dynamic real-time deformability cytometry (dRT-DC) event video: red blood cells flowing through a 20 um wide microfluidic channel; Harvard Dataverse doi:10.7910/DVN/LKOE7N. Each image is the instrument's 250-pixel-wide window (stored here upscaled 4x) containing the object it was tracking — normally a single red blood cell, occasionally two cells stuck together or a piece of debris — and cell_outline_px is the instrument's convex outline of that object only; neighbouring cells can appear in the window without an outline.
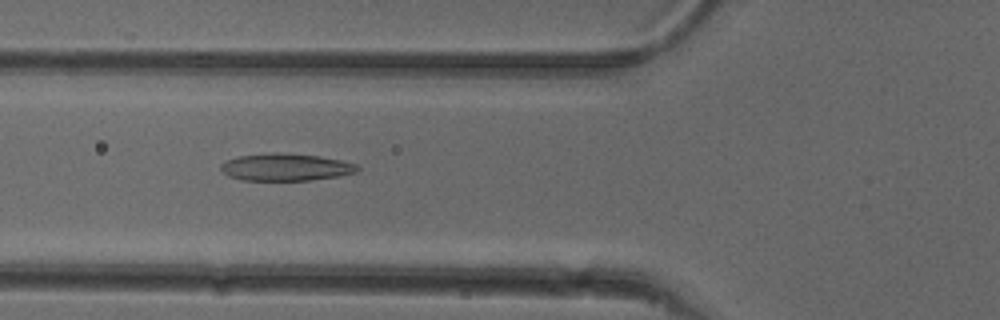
{"species": "common noctule bat (a hibernating species)", "species_latin": "Nyctalus noctula", "temperature_condition": "cold", "stored_images_in_passage": 38, "camera_frame_rate_fps": 3000, "um_per_image_px": 0.085, "animal": {"sex": "female"}, "frame": {"image": 1, "passage_image": 5, "time_ms": 1.333, "image_size_px": [1000, 320], "cell_outline_px": [[360, 168], [356, 172], [340, 176], [312, 180], [240, 180], [228, 176], [220, 168], [220, 164], [228, 160], [240, 156], [276, 152], [320, 156], [340, 160], [356, 164]], "centroid_in_image_um": [24.3, 14.21], "position_along_channel_um": 101.5, "area_um2": 21.62}}
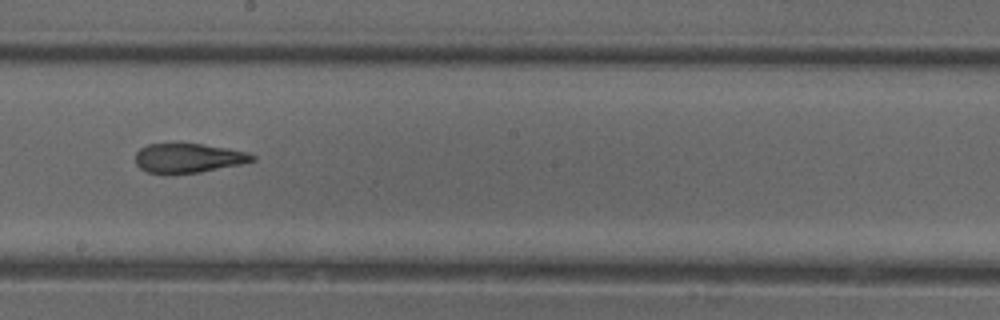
{"frame": {"image": 2, "passage_image": 15, "time_ms": 4.667, "image_size_px": [1000, 320], "cell_outline_px": [[256, 160], [240, 164], [200, 172], [168, 176], [148, 172], [140, 168], [136, 164], [136, 152], [140, 148], [148, 144], [200, 144], [228, 148], [248, 152], [256, 156]], "centroid_in_image_um": [15.99, 13.46], "position_along_channel_um": 232.2, "area_um2": 20.29}}
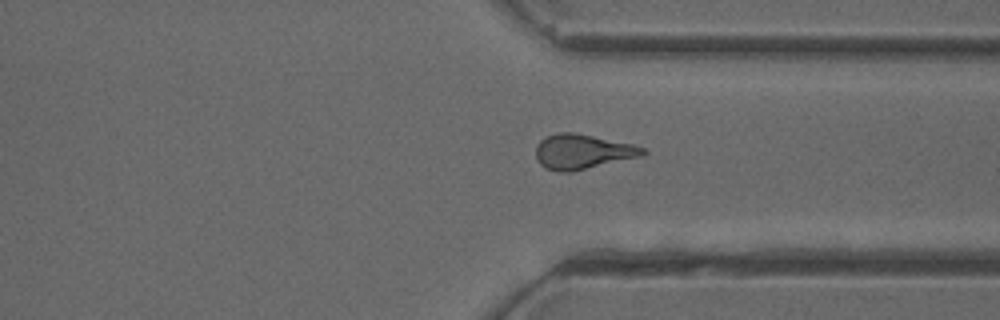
{"frame": {"image": 3, "passage_image": 25, "time_ms": 8.0, "image_size_px": [1000, 320], "cell_outline_px": [[648, 152], [644, 156], [572, 172], [560, 172], [544, 168], [536, 160], [536, 144], [540, 140], [556, 132], [576, 132], [632, 144], [644, 148]], "centroid_in_image_um": [49.51, 12.9], "position_along_channel_um": 361.9, "area_um2": 22.08}, "authors_computed_cell_mechanics": {"area_um2": 20.9814, "velocity_mm_per_s": 3.9087, "shape_relaxation_time_tau1_ms": 7.5662, "shape_relaxation_time_tau2_ms": 2.5732, "deformation_change_tau1": 0.1959, "deformation_change_tau2": 0.1122}}